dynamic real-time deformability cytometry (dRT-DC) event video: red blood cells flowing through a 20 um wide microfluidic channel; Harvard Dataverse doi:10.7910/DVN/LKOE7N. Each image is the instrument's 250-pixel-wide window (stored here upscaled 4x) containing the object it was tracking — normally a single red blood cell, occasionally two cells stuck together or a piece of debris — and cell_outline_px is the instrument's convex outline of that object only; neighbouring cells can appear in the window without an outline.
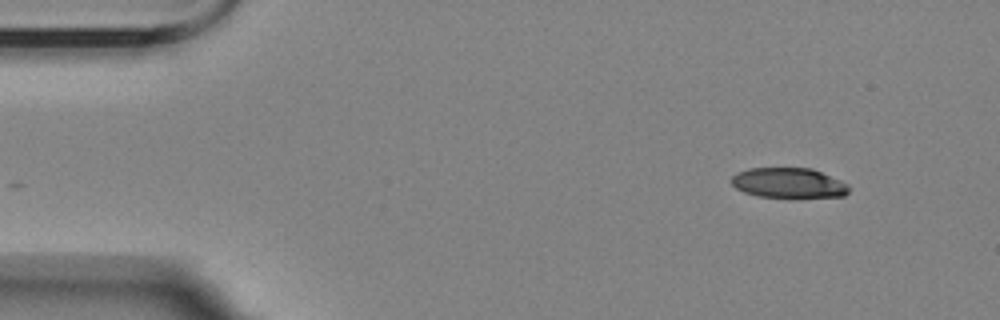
{"species": "Egyptian fruit bat (a non-hibernating species)", "species_latin": "Rousettus aegyptiacus", "temperature_condition": "room temperature", "stored_images_in_passage": 3, "camera_frame_rate_fps": 3000, "um_per_image_px": 0.085, "animal": {"sex": "female"}, "frame": {"image": 1, "passage_image": 3, "time_ms": 2.333, "image_size_px": [1000, 320], "cell_outline_px": [[848, 192], [844, 196], [756, 196], [744, 192], [736, 188], [732, 184], [732, 176], [736, 172], [748, 168], [812, 168], [840, 180], [848, 184]], "centroid_in_image_um": [66.99, 15.52], "position_along_channel_um": 18.0, "area_um2": 20.23}}